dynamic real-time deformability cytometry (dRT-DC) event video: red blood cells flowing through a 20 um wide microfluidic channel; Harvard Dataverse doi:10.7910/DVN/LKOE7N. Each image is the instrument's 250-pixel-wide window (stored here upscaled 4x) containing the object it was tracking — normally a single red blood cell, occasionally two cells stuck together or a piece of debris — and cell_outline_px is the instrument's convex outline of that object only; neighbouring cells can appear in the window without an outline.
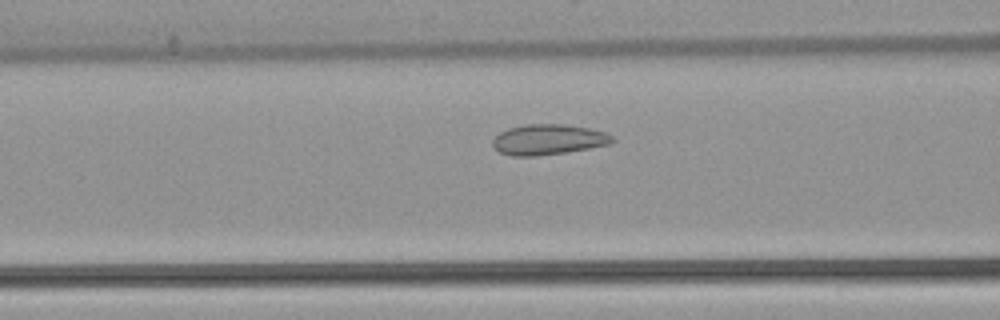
{"species": "common noctule bat (a hibernating species)", "species_latin": "Nyctalus noctula", "temperature_condition": "warm", "stored_images_in_passage": 48, "camera_frame_rate_fps": 3000, "um_per_image_px": 0.085, "animal": {"sex": "female", "body_mass_g": 22.7, "forearm_length_mm": 54.2}, "frame": {"image": 1, "passage_image": 16, "time_ms": 5.0, "image_size_px": [1000, 320], "cell_outline_px": [[616, 140], [612, 144], [564, 152], [536, 156], [512, 156], [500, 152], [492, 148], [492, 140], [500, 132], [508, 128], [524, 124], [564, 124], [588, 128], [608, 132]], "centroid_in_image_um": [46.6, 11.86], "position_along_channel_um": 120.0, "area_um2": 21.39}}
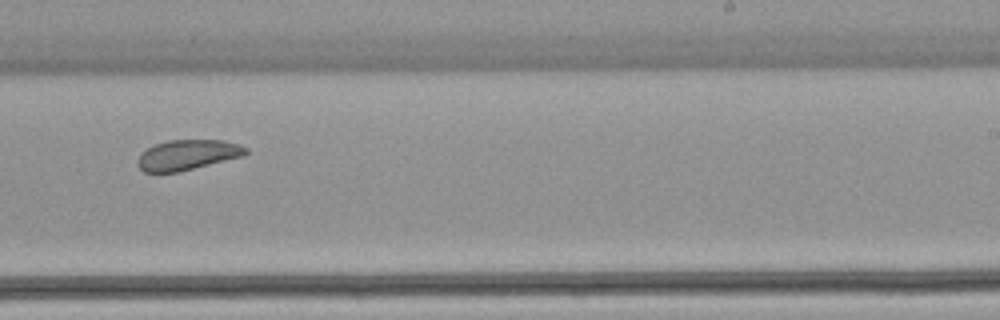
{"frame": {"image": 2, "passage_image": 28, "time_ms": 9.0, "image_size_px": [1000, 320], "cell_outline_px": [[248, 152], [244, 156], [180, 172], [144, 172], [136, 164], [136, 160], [140, 152], [156, 144], [168, 140], [224, 140], [240, 144], [248, 148]], "centroid_in_image_um": [15.95, 13.17], "position_along_channel_um": 273.1, "area_um2": 19.31}}
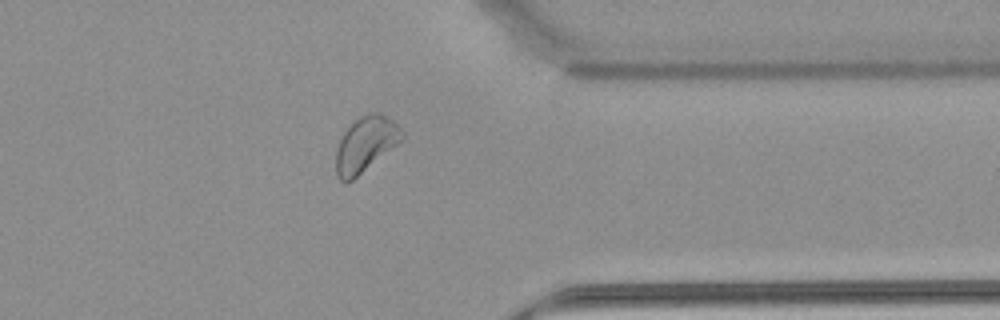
{"frame": {"image": 3, "passage_image": 37, "time_ms": 12.0, "image_size_px": [1000, 320], "cell_outline_px": [[404, 140], [352, 180], [344, 184], [336, 176], [336, 148], [348, 124], [360, 116], [368, 112], [380, 112], [392, 120], [404, 132]], "centroid_in_image_um": [31.07, 12.25], "position_along_channel_um": 380.3, "area_um2": 21.56}, "authors_computed_cell_mechanics": {"area_um2": 21.7617, "velocity_mm_per_s": 3.8426, "shape_relaxation_time_tau1_ms": 7.7248, "shape_relaxation_time_tau2_ms": 1.3054, "deformation_change_tau1": 0.0925, "deformation_change_tau2": 0.0586}}